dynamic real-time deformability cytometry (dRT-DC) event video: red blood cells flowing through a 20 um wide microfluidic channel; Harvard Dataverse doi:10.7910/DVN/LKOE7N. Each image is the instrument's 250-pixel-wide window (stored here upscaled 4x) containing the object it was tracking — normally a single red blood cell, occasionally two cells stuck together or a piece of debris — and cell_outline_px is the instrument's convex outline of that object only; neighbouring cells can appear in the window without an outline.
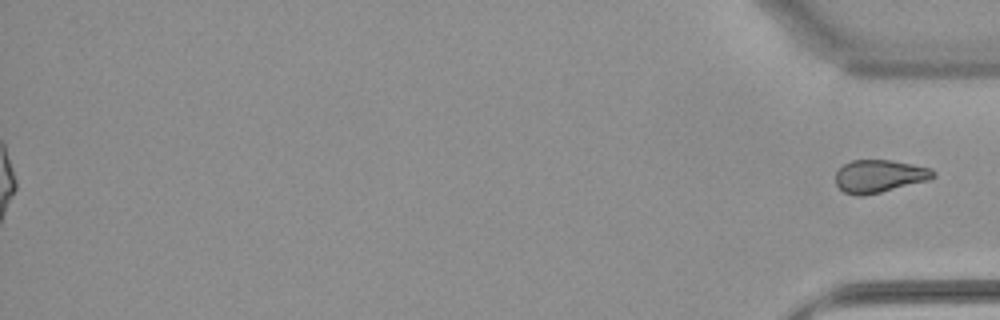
{"species": "common noctule bat (a hibernating species)", "species_latin": "Nyctalus noctula", "temperature_condition": "warm", "stored_images_in_passage": 52, "segment_of_instrument_passage": [2, 2], "camera_frame_rate_fps": 3000, "um_per_image_px": 0.085, "animal": {"sex": "female", "body_mass_g": 22.7, "forearm_length_mm": 54.2}, "frame": {"image": 1, "passage_image": 52, "time_ms": 17.0, "image_size_px": [1000, 320], "cell_outline_px": [[936, 176], [928, 180], [864, 196], [856, 196], [844, 192], [836, 184], [836, 172], [844, 164], [852, 160], [892, 160], [932, 168], [936, 172]], "centroid_in_image_um": [74.75, 14.97], "position_along_channel_um": 360.4, "area_um2": 18.61}}